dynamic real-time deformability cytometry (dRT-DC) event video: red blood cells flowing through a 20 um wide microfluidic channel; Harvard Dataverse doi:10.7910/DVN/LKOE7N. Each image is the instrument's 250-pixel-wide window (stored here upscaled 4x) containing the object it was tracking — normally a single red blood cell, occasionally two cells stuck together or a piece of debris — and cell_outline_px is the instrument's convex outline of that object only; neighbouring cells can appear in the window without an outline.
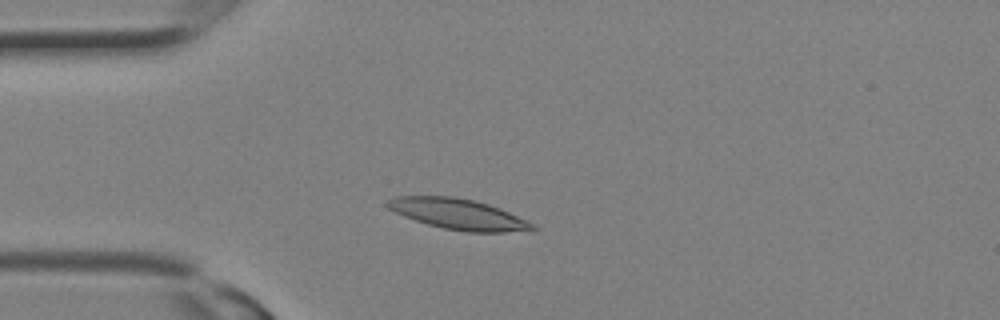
{"species": "Egyptian fruit bat (a non-hibernating species)", "species_latin": "Rousettus aegyptiacus", "temperature_condition": "room temperature", "stored_images_in_passage": 2, "camera_frame_rate_fps": 3000, "um_per_image_px": 0.085, "animal": {"sex": "female"}, "frame": {"image": 1, "passage_image": 2, "time_ms": 0.333, "image_size_px": [1000, 320], "cell_outline_px": [[536, 228], [532, 232], [464, 232], [444, 228], [428, 224], [404, 216], [388, 208], [384, 204], [388, 200], [396, 196], [456, 196], [476, 200], [500, 208], [528, 220], [536, 224]], "centroid_in_image_um": [39.04, 18.21], "position_along_channel_um": 46.0, "area_um2": 26.24}}